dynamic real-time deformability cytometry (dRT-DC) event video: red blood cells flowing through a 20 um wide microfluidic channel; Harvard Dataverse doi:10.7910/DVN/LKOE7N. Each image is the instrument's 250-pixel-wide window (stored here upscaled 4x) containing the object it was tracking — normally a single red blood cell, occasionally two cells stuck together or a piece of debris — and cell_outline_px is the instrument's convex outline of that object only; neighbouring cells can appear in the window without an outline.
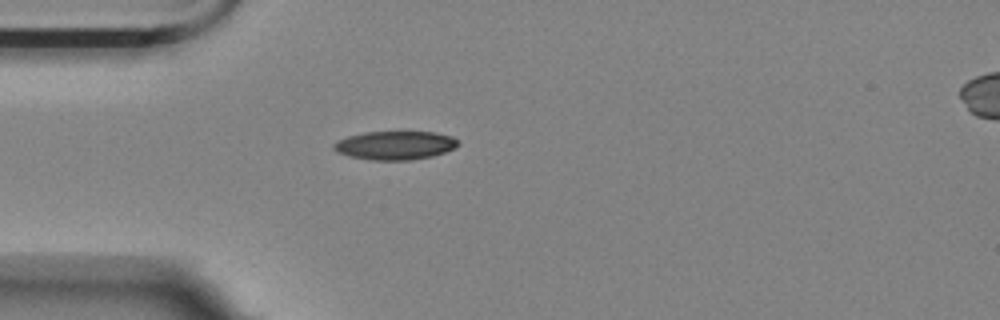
{"species": "Egyptian fruit bat (a non-hibernating species)", "species_latin": "Rousettus aegyptiacus", "temperature_condition": "room temperature", "stored_images_in_passage": 1, "camera_frame_rate_fps": 3000, "um_per_image_px": 0.085, "animal": {"sex": "female"}, "frame": {"image": 1, "passage_image": 1, "time_ms": 0.0, "image_size_px": [1000, 320], "cell_outline_px": [[460, 144], [456, 148], [432, 156], [408, 160], [372, 160], [352, 156], [340, 152], [332, 148], [332, 144], [348, 136], [364, 132], [436, 132], [452, 136]], "centroid_in_image_um": [33.62, 12.34], "position_along_channel_um": 51.4, "area_um2": 20.52}}